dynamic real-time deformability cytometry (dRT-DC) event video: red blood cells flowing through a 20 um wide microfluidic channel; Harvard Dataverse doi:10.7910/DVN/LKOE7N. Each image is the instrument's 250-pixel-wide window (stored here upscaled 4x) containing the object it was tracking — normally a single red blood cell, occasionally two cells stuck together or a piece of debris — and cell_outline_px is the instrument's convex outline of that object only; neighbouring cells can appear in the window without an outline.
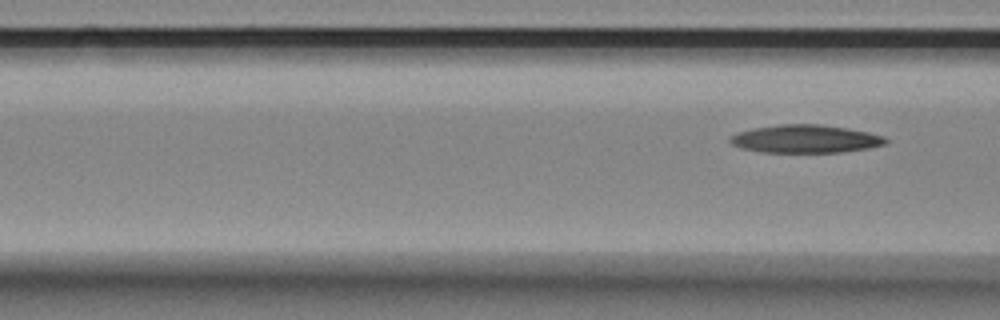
{"species": "Egyptian fruit bat (a non-hibernating species)", "species_latin": "Rousettus aegyptiacus", "temperature_condition": "room temperature", "stored_images_in_passage": 4, "camera_frame_rate_fps": 3000, "um_per_image_px": 0.085, "animal": {"sex": "female"}, "frame": {"image": 1, "passage_image": 4, "time_ms": 1.0, "image_size_px": [1000, 320], "cell_outline_px": [[888, 140], [884, 144], [868, 148], [840, 152], [760, 152], [740, 148], [732, 144], [728, 140], [728, 136], [736, 132], [756, 128], [780, 124], [820, 124], [848, 128], [868, 132], [884, 136]], "centroid_in_image_um": [68.42, 11.8], "position_along_channel_um": 98.2, "area_um2": 25.43}}